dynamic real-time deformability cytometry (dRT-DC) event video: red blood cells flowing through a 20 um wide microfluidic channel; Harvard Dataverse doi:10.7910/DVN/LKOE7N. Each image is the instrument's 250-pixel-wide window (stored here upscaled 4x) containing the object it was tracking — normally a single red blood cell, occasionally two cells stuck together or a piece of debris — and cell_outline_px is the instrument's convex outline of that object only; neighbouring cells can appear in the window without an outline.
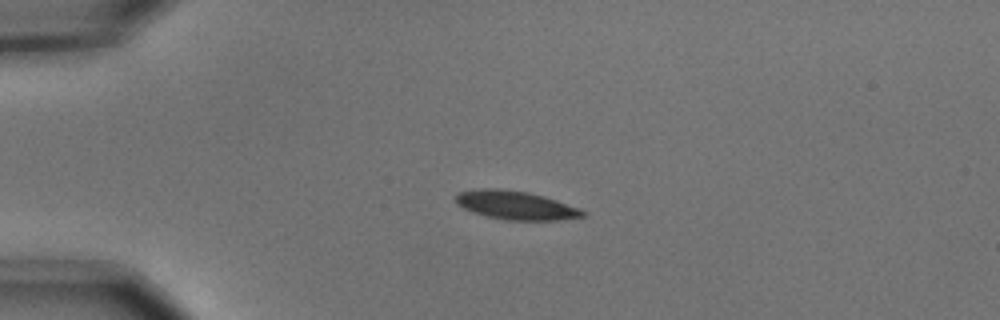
{"species": "common noctule bat (a hibernating species)", "species_latin": "Nyctalus noctula", "temperature_condition": "cold", "stored_images_in_passage": 3, "camera_frame_rate_fps": 3000, "um_per_image_px": 0.085, "animal": {"sex": "male", "body_mass_g": 15.6}, "frame": {"image": 1, "passage_image": 1, "time_ms": 0.0, "image_size_px": [1000, 320], "cell_outline_px": [[584, 216], [556, 220], [504, 220], [472, 212], [456, 204], [456, 196], [460, 192], [480, 188], [500, 188], [528, 192], [544, 196], [580, 208], [584, 212]], "centroid_in_image_um": [43.81, 17.44], "position_along_channel_um": 41.2, "area_um2": 21.04}}
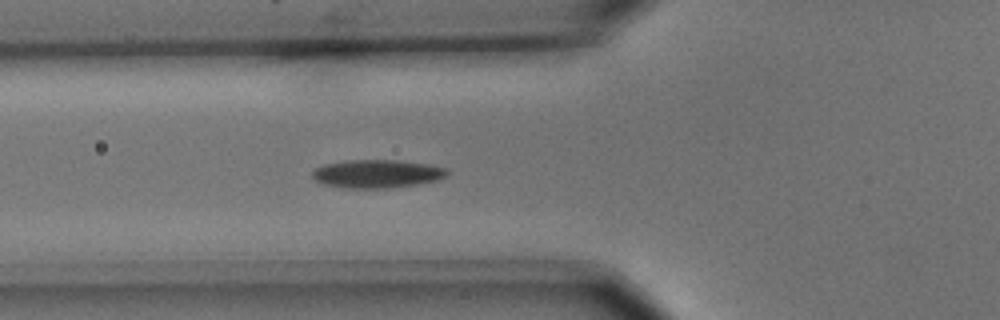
{"frame": {"image": 2, "passage_image": 3, "time_ms": 0.667, "image_size_px": [1000, 320], "cell_outline_px": [[448, 176], [436, 180], [416, 184], [384, 188], [344, 188], [324, 184], [316, 180], [312, 176], [312, 172], [316, 168], [324, 164], [344, 160], [396, 160], [428, 164], [448, 168]], "centroid_in_image_um": [32.04, 14.76], "position_along_channel_um": 93.8, "area_um2": 22.14}}